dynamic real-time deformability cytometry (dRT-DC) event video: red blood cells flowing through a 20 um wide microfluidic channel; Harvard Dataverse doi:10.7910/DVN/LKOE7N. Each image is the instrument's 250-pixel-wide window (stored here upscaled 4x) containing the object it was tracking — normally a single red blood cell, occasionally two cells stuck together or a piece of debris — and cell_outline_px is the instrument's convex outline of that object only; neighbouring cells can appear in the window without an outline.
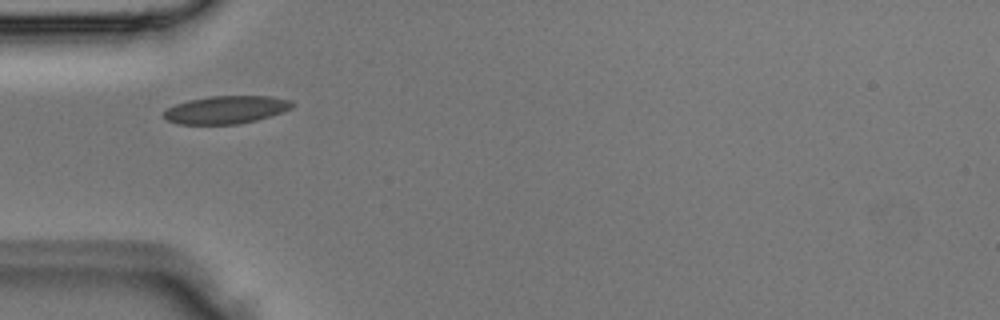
{"species": "Egyptian fruit bat (a non-hibernating species)", "species_latin": "Rousettus aegyptiacus", "temperature_condition": "room temperature", "stored_images_in_passage": 2, "camera_frame_rate_fps": 3000, "um_per_image_px": 0.085, "animal": {"sex": "male"}, "frame": {"image": 1, "passage_image": 1, "time_ms": 0.0, "image_size_px": [1000, 320], "cell_outline_px": [[292, 108], [256, 120], [236, 124], [176, 124], [164, 120], [164, 112], [168, 108], [176, 104], [188, 100], [212, 96], [272, 96], [292, 100]], "centroid_in_image_um": [19.18, 9.33], "position_along_channel_um": 65.8, "area_um2": 20.69}}
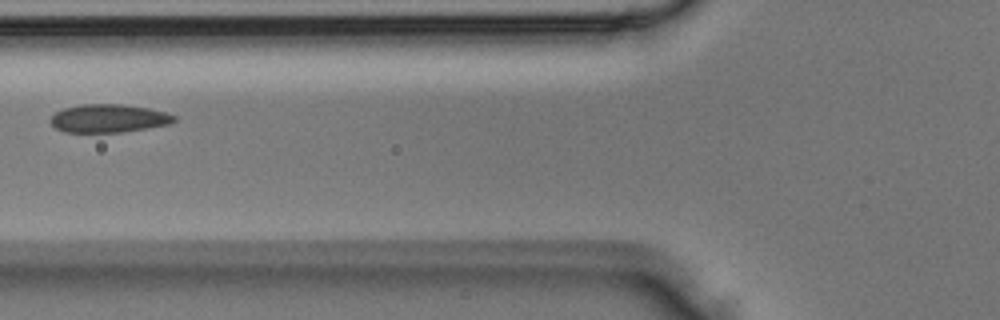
{"frame": {"image": 2, "passage_image": 2, "time_ms": 0.333, "image_size_px": [1000, 320], "cell_outline_px": [[176, 120], [168, 124], [148, 128], [120, 132], [64, 132], [56, 128], [48, 120], [56, 112], [64, 108], [80, 104], [120, 104], [148, 108], [164, 112], [176, 116]], "centroid_in_image_um": [9.21, 10.06], "position_along_channel_um": 116.6, "area_um2": 20.23}}